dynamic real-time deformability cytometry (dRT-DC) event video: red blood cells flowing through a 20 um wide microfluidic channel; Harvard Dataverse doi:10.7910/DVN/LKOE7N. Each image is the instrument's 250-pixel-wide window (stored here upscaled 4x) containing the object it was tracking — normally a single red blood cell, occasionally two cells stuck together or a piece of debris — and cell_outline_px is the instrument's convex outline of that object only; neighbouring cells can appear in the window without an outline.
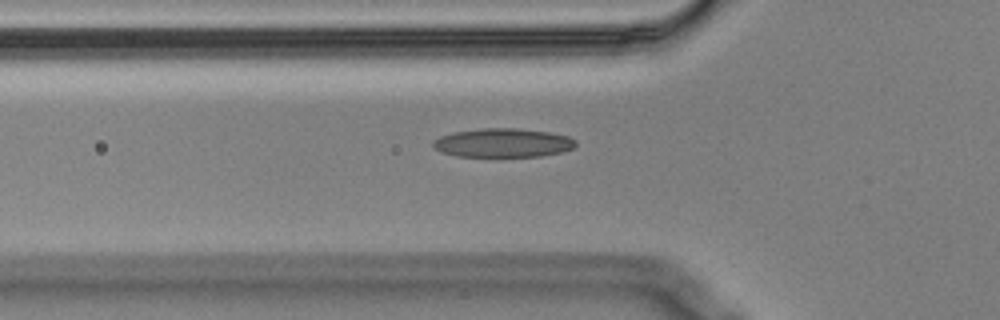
{"species": "Egyptian fruit bat (a non-hibernating species)", "species_latin": "Rousettus aegyptiacus", "temperature_condition": "cold", "stored_images_in_passage": 35, "camera_frame_rate_fps": 3000, "um_per_image_px": 0.085, "animal": {"sex": "male"}, "frame": {"image": 1, "passage_image": 2, "time_ms": 0.333, "image_size_px": [1000, 320], "cell_outline_px": [[576, 144], [572, 148], [560, 152], [540, 156], [456, 156], [440, 152], [432, 148], [432, 140], [440, 136], [452, 132], [484, 128], [516, 128], [548, 132], [568, 136], [576, 140]], "centroid_in_image_um": [42.69, 12.14], "position_along_channel_um": 83.1, "area_um2": 23.99}}
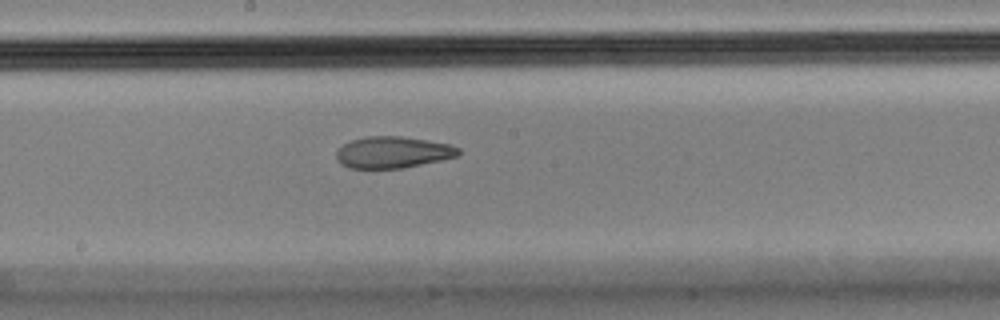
{"frame": {"image": 2, "passage_image": 13, "time_ms": 4.0, "image_size_px": [1000, 320], "cell_outline_px": [[460, 156], [404, 168], [348, 168], [340, 164], [336, 160], [336, 152], [344, 144], [352, 140], [368, 136], [400, 136], [448, 144], [460, 148]], "centroid_in_image_um": [33.39, 12.96], "position_along_channel_um": 214.8, "area_um2": 22.43}}
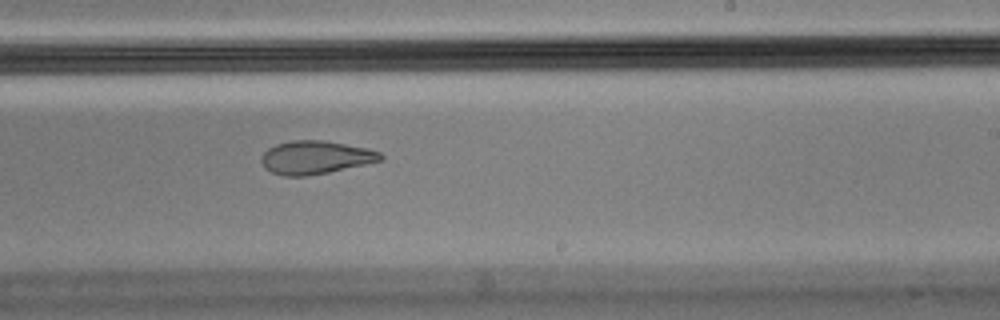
{"frame": {"image": 3, "passage_image": 17, "time_ms": 5.333, "image_size_px": [1000, 320], "cell_outline_px": [[384, 160], [368, 164], [328, 172], [304, 176], [284, 176], [272, 172], [264, 168], [260, 160], [260, 156], [268, 148], [276, 144], [292, 140], [324, 140], [368, 148], [380, 152], [384, 156]], "centroid_in_image_um": [26.82, 13.38], "position_along_channel_um": 262.2, "area_um2": 23.29}}